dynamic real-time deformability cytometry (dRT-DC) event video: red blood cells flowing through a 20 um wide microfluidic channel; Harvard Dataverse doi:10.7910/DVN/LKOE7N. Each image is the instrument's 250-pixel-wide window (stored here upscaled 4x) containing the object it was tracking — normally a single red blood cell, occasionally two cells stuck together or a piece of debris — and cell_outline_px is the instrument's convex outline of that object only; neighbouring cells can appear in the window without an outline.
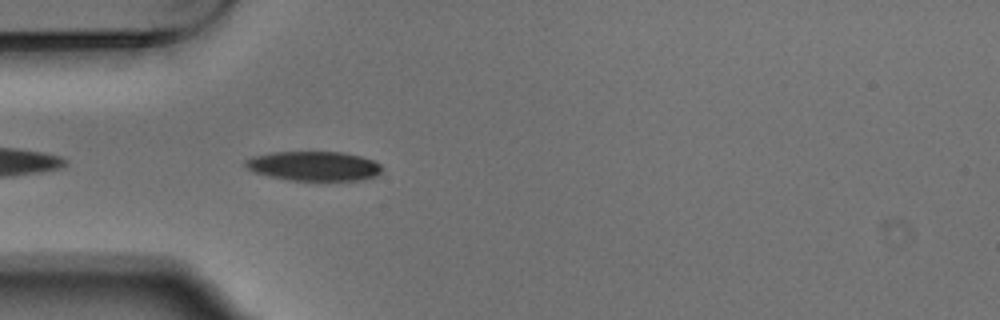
{"species": "Egyptian fruit bat (a non-hibernating species)", "species_latin": "Rousettus aegyptiacus", "temperature_condition": "warm", "stored_images_in_passage": 5, "camera_frame_rate_fps": 3000, "um_per_image_px": 0.085, "animal": {"sex": "male"}, "frame": {"image": 1, "passage_image": 5, "time_ms": 1.333, "image_size_px": [1000, 320], "cell_outline_px": [[384, 168], [376, 176], [356, 180], [292, 180], [268, 176], [256, 172], [248, 168], [244, 164], [244, 160], [252, 156], [272, 152], [344, 152], [360, 156], [372, 160], [380, 164]], "centroid_in_image_um": [26.68, 14.1], "position_along_channel_um": 58.3, "area_um2": 23.35}}